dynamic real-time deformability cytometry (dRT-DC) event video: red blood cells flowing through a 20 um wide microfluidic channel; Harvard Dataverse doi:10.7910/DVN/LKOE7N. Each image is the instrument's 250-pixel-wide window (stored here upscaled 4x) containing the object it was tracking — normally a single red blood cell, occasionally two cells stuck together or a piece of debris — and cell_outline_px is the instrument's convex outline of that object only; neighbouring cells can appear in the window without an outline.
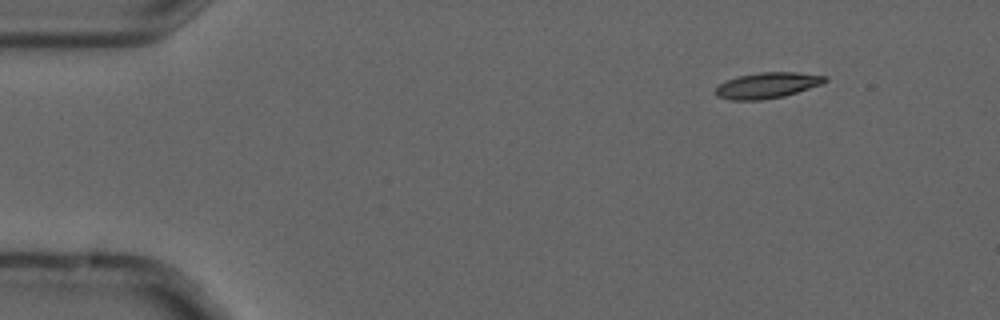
{"species": "common noctule bat (a hibernating species)", "species_latin": "Nyctalus noctula", "temperature_condition": "cold", "stored_images_in_passage": 4, "camera_frame_rate_fps": 3000, "um_per_image_px": 0.085, "animal": {"sex": "male", "forearm_length_mm": 52.5}, "frame": {"image": 1, "passage_image": 2, "time_ms": 0.333, "image_size_px": [1000, 320], "cell_outline_px": [[828, 80], [824, 84], [784, 96], [760, 100], [732, 100], [716, 96], [716, 88], [720, 84], [728, 80], [740, 76], [760, 72], [796, 72], [828, 76]], "centroid_in_image_um": [65.28, 7.25], "position_along_channel_um": 19.7, "area_um2": 16.42}}